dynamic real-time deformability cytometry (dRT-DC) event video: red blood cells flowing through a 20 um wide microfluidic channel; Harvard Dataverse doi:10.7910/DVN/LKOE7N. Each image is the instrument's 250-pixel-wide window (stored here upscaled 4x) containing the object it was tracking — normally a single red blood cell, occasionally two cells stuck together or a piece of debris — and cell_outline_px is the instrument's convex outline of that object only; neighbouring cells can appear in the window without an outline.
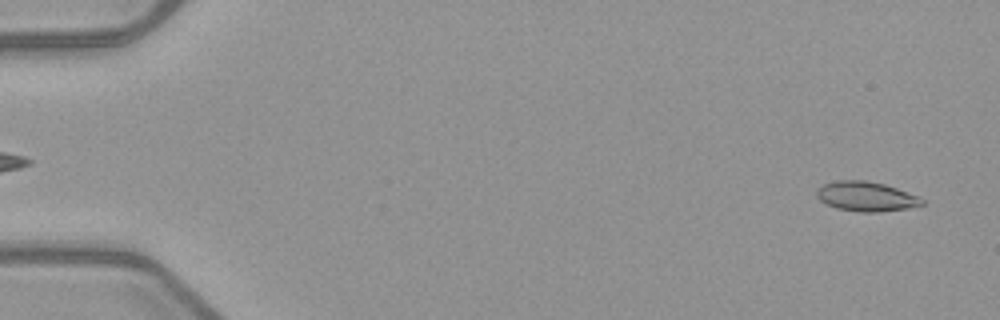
{"species": "common noctule bat (a hibernating species)", "species_latin": "Nyctalus noctula", "temperature_condition": "warm", "stored_images_in_passage": 15, "camera_frame_rate_fps": 3000, "um_per_image_px": 0.085, "animal": {"sex": "female", "body_mass_g": 21.9}, "frame": {"image": 1, "passage_image": 2, "time_ms": 0.333, "image_size_px": [1000, 320], "cell_outline_px": [[924, 204], [908, 208], [880, 212], [860, 212], [836, 208], [820, 200], [816, 196], [816, 188], [824, 184], [836, 180], [864, 180], [884, 184], [920, 196], [924, 200]], "centroid_in_image_um": [73.62, 16.7], "position_along_channel_um": 11.4, "area_um2": 18.26}}
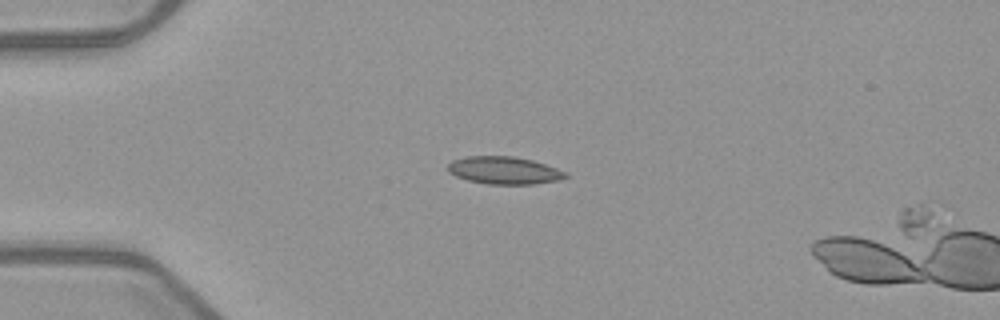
{"frame": {"image": 2, "passage_image": 13, "time_ms": 4.0, "image_size_px": [1000, 320], "cell_outline_px": [[568, 176], [556, 180], [532, 184], [488, 184], [468, 180], [456, 176], [448, 172], [448, 164], [452, 160], [464, 156], [512, 156], [532, 160], [568, 172]], "centroid_in_image_um": [42.82, 14.47], "position_along_channel_um": 42.2, "area_um2": 18.79}}